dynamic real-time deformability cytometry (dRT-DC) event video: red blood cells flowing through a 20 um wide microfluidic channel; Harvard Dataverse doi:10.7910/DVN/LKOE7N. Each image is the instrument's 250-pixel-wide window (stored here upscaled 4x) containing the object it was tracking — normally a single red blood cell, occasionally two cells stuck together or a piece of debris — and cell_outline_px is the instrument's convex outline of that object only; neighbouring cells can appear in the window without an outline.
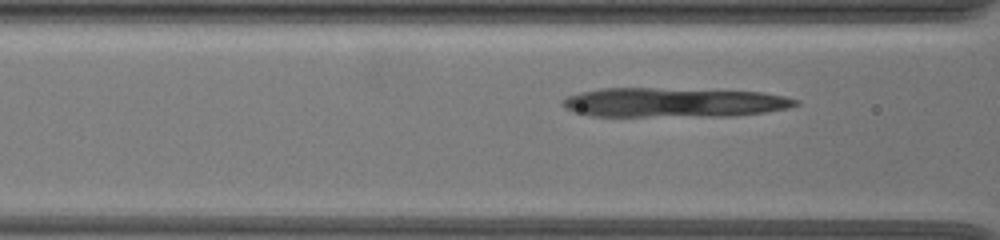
{"species": "common noctule bat (a hibernating species)", "species_latin": "Nyctalus noctula", "temperature_condition": "warm", "stored_images_in_passage": 37, "camera_frame_rate_fps": 3000, "um_per_image_px": 0.085, "animal": {"sex": "female", "body_mass_g": 19.5, "forearm_length_mm": 54.1}, "frame": {"image": 1, "passage_image": 7, "time_ms": 1.667, "image_size_px": [1000, 240], "cell_outline_px": [[800, 104], [788, 108], [764, 112], [732, 116], [588, 116], [572, 112], [564, 108], [560, 104], [560, 100], [568, 96], [580, 92], [600, 88], [652, 88], [764, 92], [784, 96], [800, 100]], "centroid_in_image_um": [57.22, 8.71], "position_along_channel_um": 109.4, "area_um2": 40.29}}
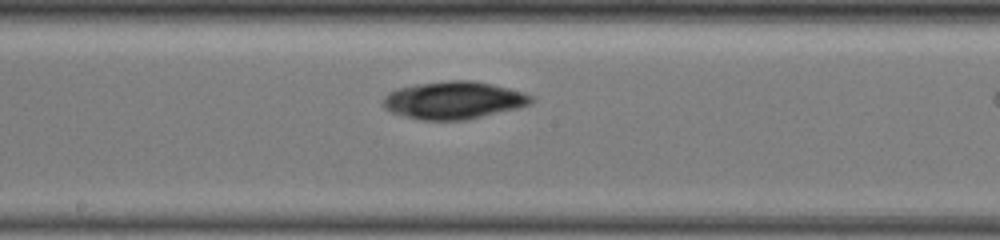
{"frame": {"image": 2, "passage_image": 17, "time_ms": 4.667, "image_size_px": [1000, 240], "cell_outline_px": [[536, 100], [528, 104], [516, 108], [468, 120], [420, 120], [392, 112], [384, 108], [384, 96], [388, 92], [396, 88], [416, 84], [448, 80], [472, 80], [492, 84], [524, 92], [532, 96]], "centroid_in_image_um": [38.56, 8.51], "position_along_channel_um": 209.6, "area_um2": 32.43}}
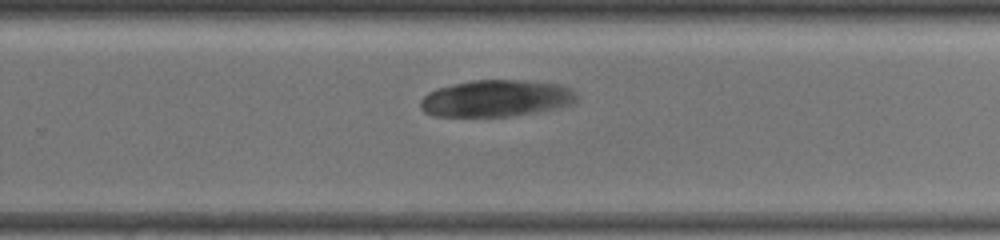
{"frame": {"image": 3, "passage_image": 25, "time_ms": 7.0, "image_size_px": [1000, 240], "cell_outline_px": [[576, 100], [572, 104], [556, 108], [512, 116], [432, 116], [424, 112], [420, 108], [420, 100], [428, 92], [436, 88], [452, 84], [472, 80], [532, 80], [560, 84], [572, 88], [576, 92]], "centroid_in_image_um": [42.17, 8.35], "position_along_channel_um": 287.6, "area_um2": 33.76}}